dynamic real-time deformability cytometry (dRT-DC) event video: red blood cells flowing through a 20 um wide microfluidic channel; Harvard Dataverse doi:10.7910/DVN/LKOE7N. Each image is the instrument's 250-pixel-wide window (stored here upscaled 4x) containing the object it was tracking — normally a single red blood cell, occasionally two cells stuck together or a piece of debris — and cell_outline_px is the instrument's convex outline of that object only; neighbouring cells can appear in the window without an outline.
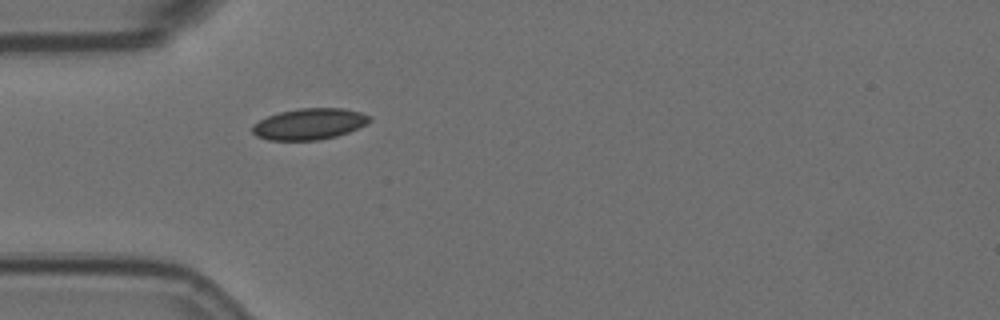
{"species": "Egyptian fruit bat (a non-hibernating species)", "species_latin": "Rousettus aegyptiacus", "temperature_condition": "room temperature", "stored_images_in_passage": 1, "camera_frame_rate_fps": 3000, "um_per_image_px": 0.085, "animal": {"sex": "female"}, "frame": {"image": 1, "passage_image": 1, "time_ms": 0.0, "image_size_px": [1000, 320], "cell_outline_px": [[372, 120], [348, 132], [336, 136], [316, 140], [268, 140], [256, 136], [252, 132], [252, 124], [268, 116], [280, 112], [300, 108], [344, 108], [360, 112], [372, 116]], "centroid_in_image_um": [26.28, 10.53], "position_along_channel_um": 58.7, "area_um2": 21.21}}